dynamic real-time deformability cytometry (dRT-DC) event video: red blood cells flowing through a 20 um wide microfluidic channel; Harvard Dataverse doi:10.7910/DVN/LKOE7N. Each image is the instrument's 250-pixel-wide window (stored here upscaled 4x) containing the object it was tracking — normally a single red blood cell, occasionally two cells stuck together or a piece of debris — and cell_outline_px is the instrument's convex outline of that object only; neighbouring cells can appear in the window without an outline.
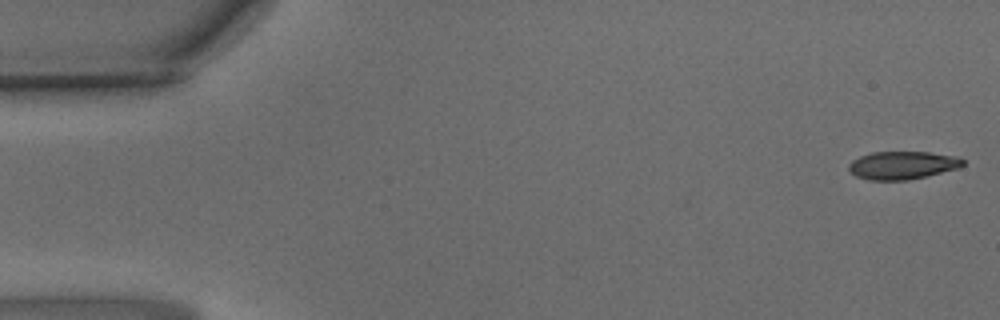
{"species": "common noctule bat (a hibernating species)", "species_latin": "Nyctalus noctula", "temperature_condition": "warm", "stored_images_in_passage": 62, "camera_frame_rate_fps": 3000, "um_per_image_px": 0.085, "animal": {"sex": "male", "body_mass_g": 15.6}, "frame": {"image": 1, "passage_image": 2, "time_ms": 0.333, "image_size_px": [1000, 320], "cell_outline_px": [[964, 164], [960, 168], [908, 180], [868, 180], [856, 176], [848, 168], [848, 164], [852, 160], [860, 156], [872, 152], [928, 152], [956, 156], [964, 160]], "centroid_in_image_um": [76.71, 14.04], "position_along_channel_um": 8.3, "area_um2": 18.61}}
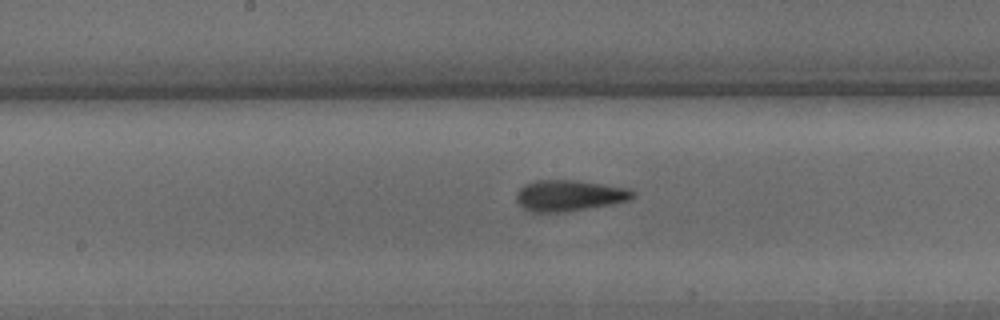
{"frame": {"image": 2, "passage_image": 32, "time_ms": 10.333, "image_size_px": [1000, 320], "cell_outline_px": [[636, 196], [632, 200], [612, 204], [564, 212], [532, 212], [520, 208], [516, 200], [516, 192], [524, 184], [536, 180], [580, 180], [628, 188], [636, 192]], "centroid_in_image_um": [48.39, 16.62], "position_along_channel_um": 199.8, "area_um2": 21.5}}
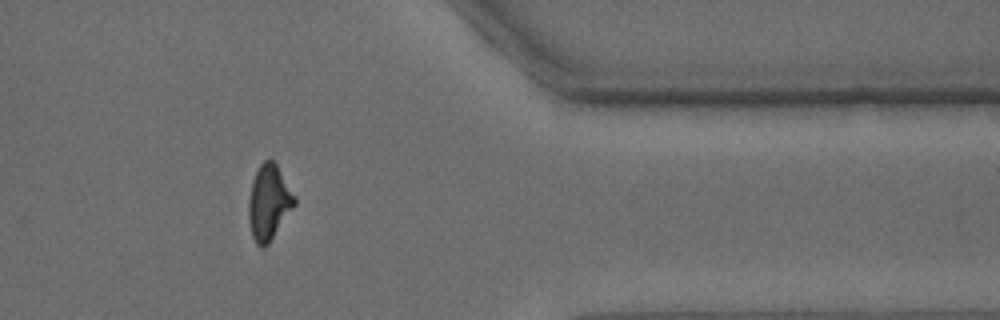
{"frame": {"image": 3, "passage_image": 51, "time_ms": 16.667, "image_size_px": [1000, 320], "cell_outline_px": [[296, 204], [268, 244], [264, 248], [260, 248], [256, 244], [252, 236], [248, 220], [248, 200], [252, 180], [260, 164], [264, 160], [272, 160], [276, 164], [296, 196]], "centroid_in_image_um": [22.84, 17.22], "position_along_channel_um": 388.6, "area_um2": 20.17}, "authors_computed_cell_mechanics": {"area_um2": 19.941, "velocity_mm_per_s": 3.2834, "shape_relaxation_time_tau1_ms": 6.0506, "shape_relaxation_time_tau2_ms": 2.6858, "deformation_change_tau1": 0.2088, "deformation_change_tau2": 0.1112}}